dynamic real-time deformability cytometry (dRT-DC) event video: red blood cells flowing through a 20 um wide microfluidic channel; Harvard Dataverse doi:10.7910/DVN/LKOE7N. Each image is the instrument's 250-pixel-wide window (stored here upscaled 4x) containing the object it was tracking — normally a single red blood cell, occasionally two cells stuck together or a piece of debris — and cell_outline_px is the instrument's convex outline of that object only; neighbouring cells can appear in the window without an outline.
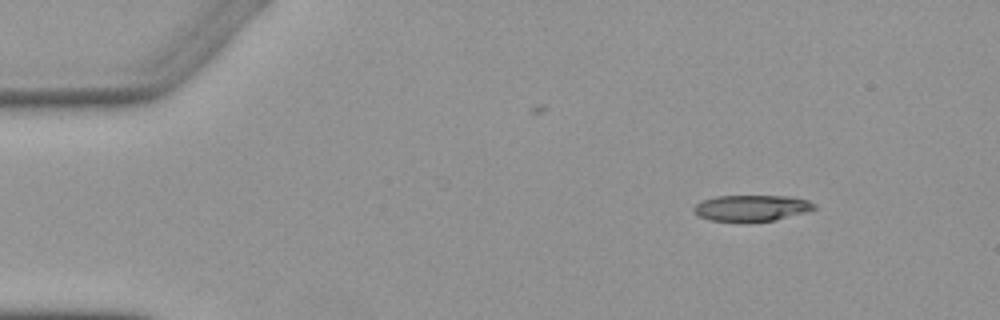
{"species": "Egyptian fruit bat (a non-hibernating species)", "species_latin": "Rousettus aegyptiacus", "temperature_condition": "warm", "stored_images_in_passage": 5, "camera_frame_rate_fps": 3000, "um_per_image_px": 0.085, "animal": {"sex": "female"}, "frame": {"image": 1, "passage_image": 1, "time_ms": 0.0, "image_size_px": [1000, 320], "cell_outline_px": [[816, 208], [808, 212], [776, 220], [708, 220], [700, 216], [692, 208], [700, 200], [716, 196], [792, 196], [808, 200], [816, 204]], "centroid_in_image_um": [63.93, 17.65], "position_along_channel_um": 21.1, "area_um2": 18.15}}
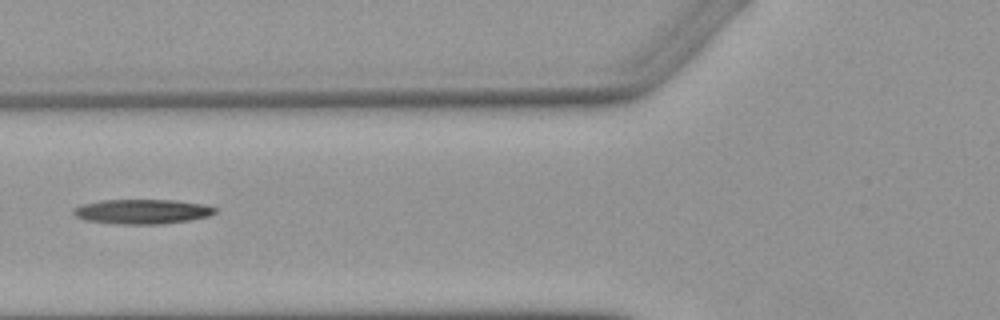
{"frame": {"image": 2, "passage_image": 4, "time_ms": 4.667, "image_size_px": [1000, 320], "cell_outline_px": [[216, 212], [208, 216], [192, 220], [160, 224], [116, 224], [88, 220], [76, 216], [72, 212], [72, 208], [84, 204], [100, 200], [176, 200], [204, 204], [216, 208]], "centroid_in_image_um": [12.11, 17.98], "position_along_channel_um": 113.7, "area_um2": 20.35}}
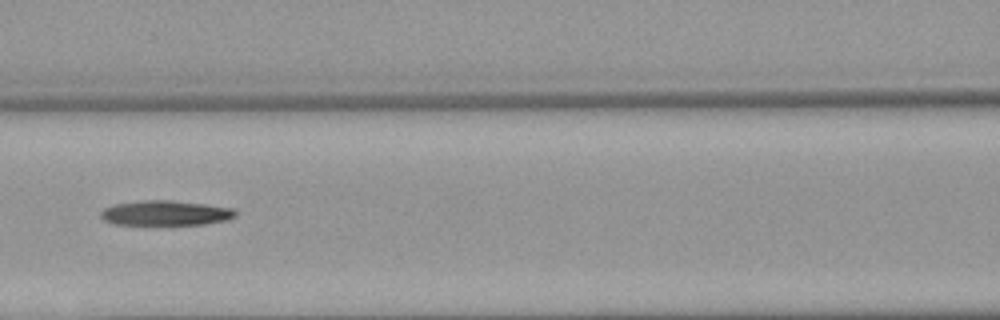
{"frame": {"image": 3, "passage_image": 5, "time_ms": 5.667, "image_size_px": [1000, 320], "cell_outline_px": [[236, 216], [228, 220], [204, 224], [112, 224], [104, 220], [100, 216], [100, 212], [104, 208], [116, 204], [140, 200], [172, 200], [204, 204], [232, 208], [236, 212]], "centroid_in_image_um": [14.06, 18.1], "position_along_channel_um": 152.5, "area_um2": 19.48}}